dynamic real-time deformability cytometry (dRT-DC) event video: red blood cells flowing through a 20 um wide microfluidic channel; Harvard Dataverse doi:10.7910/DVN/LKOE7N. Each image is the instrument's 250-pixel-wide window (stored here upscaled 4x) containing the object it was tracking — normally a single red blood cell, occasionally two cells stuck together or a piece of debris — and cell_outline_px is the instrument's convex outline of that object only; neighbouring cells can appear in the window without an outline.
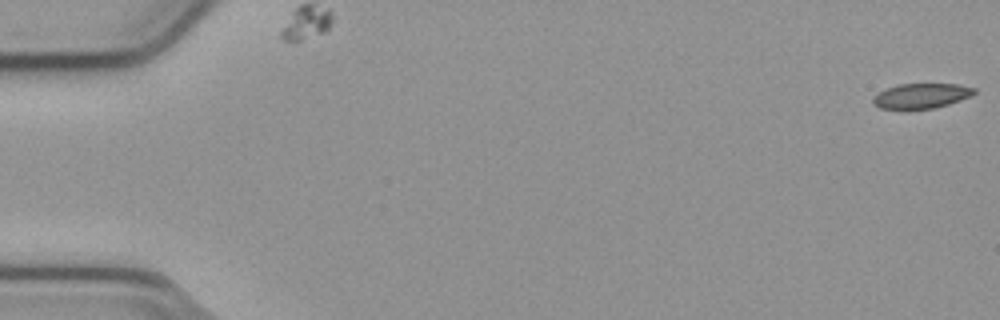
{"species": "common noctule bat (a hibernating species)", "species_latin": "Nyctalus noctula", "temperature_condition": "cold", "stored_images_in_passage": 55, "camera_frame_rate_fps": 3000, "um_per_image_px": 0.085, "animal": {"sex": "male", "body_mass_g": 23.1, "forearm_length_mm": 52.7}, "frame": {"image": 1, "passage_image": 1, "time_ms": 0.0, "image_size_px": [1000, 320], "cell_outline_px": [[976, 92], [960, 100], [948, 104], [932, 108], [880, 108], [872, 104], [872, 100], [880, 92], [888, 88], [900, 84], [956, 84], [976, 88]], "centroid_in_image_um": [78.32, 8.13], "position_along_channel_um": 6.7, "area_um2": 14.28}}
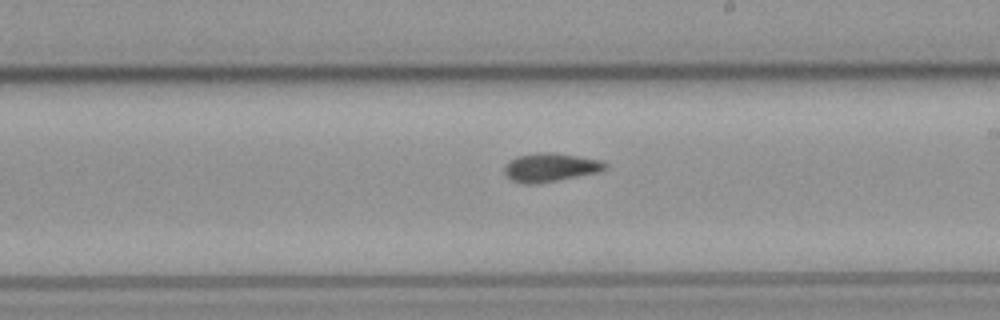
{"frame": {"image": 2, "passage_image": 32, "time_ms": 10.333, "image_size_px": [1000, 320], "cell_outline_px": [[608, 168], [600, 172], [536, 184], [524, 184], [512, 180], [504, 172], [504, 168], [516, 156], [536, 152], [552, 152], [600, 160], [608, 164]], "centroid_in_image_um": [46.81, 14.23], "position_along_channel_um": 242.2, "area_um2": 16.7}}
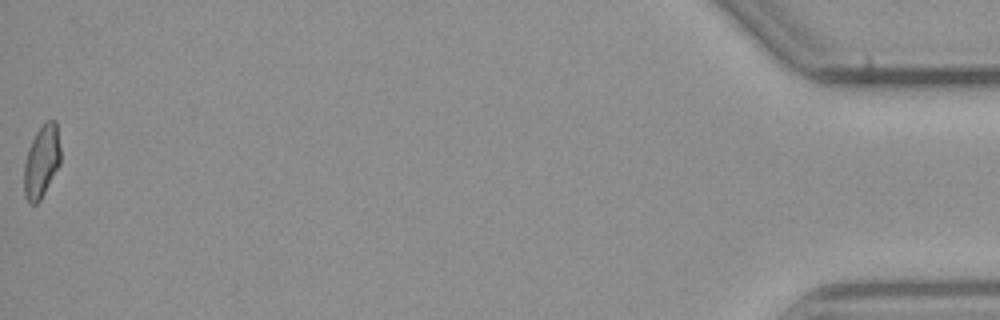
{"frame": {"image": 3, "passage_image": 55, "time_ms": 18.0, "image_size_px": [1000, 320], "cell_outline_px": [[60, 164], [40, 200], [36, 204], [28, 204], [24, 196], [24, 164], [28, 148], [36, 132], [48, 120], [56, 120], [60, 148]], "centroid_in_image_um": [3.52, 13.75], "position_along_channel_um": 431.7, "area_um2": 15.37}, "authors_computed_cell_mechanics": {"area_um2": 15.895, "velocity_mm_per_s": 3.8109, "shape_relaxation_time_tau1_ms": null, "shape_relaxation_time_tau2_ms": 2.6372, "deformation_change_tau1": null, "deformation_change_tau2": 0.0819}}